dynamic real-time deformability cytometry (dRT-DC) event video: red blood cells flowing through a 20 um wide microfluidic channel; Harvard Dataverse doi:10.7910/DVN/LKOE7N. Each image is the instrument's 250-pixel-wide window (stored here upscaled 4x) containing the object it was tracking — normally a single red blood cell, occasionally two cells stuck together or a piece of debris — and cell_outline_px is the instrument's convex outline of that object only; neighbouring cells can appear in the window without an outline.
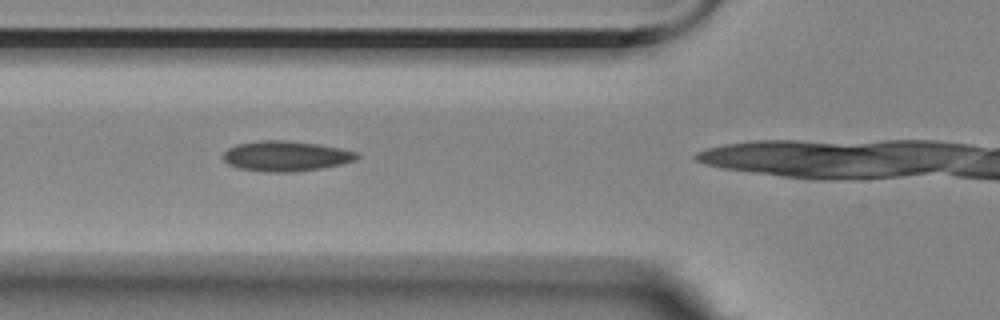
{"species": "Egyptian fruit bat (a non-hibernating species)", "species_latin": "Rousettus aegyptiacus", "temperature_condition": "room temperature", "stored_images_in_passage": 38, "camera_frame_rate_fps": 3000, "um_per_image_px": 0.085, "animal": {"sex": "female"}, "frame": {"image": 1, "passage_image": 12, "time_ms": 3.667, "image_size_px": [1000, 320], "cell_outline_px": [[360, 156], [356, 160], [324, 168], [296, 172], [268, 172], [240, 168], [228, 164], [224, 160], [224, 152], [228, 148], [236, 144], [260, 140], [284, 140], [316, 144], [340, 148], [356, 152]], "centroid_in_image_um": [24.3, 13.27], "position_along_channel_um": 101.5, "area_um2": 23.52}}
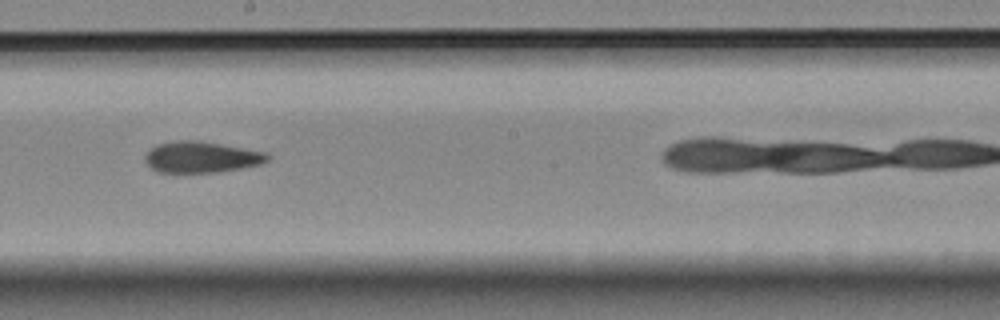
{"frame": {"image": 2, "passage_image": 23, "time_ms": 7.333, "image_size_px": [1000, 320], "cell_outline_px": [[268, 160], [260, 164], [240, 168], [216, 172], [156, 172], [144, 160], [144, 156], [156, 144], [180, 140], [196, 140], [264, 152], [268, 156]], "centroid_in_image_um": [17.06, 13.35], "position_along_channel_um": 231.1, "area_um2": 21.79}}
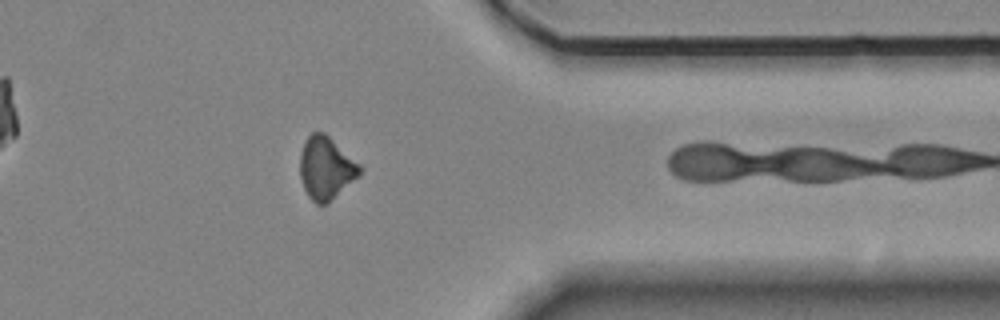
{"frame": {"image": 3, "passage_image": 37, "time_ms": 12.0, "image_size_px": [1000, 320], "cell_outline_px": [[364, 168], [360, 176], [328, 204], [316, 204], [308, 196], [304, 188], [300, 176], [300, 152], [304, 140], [312, 132], [324, 132], [360, 164]], "centroid_in_image_um": [27.73, 14.3], "position_along_channel_um": 383.7, "area_um2": 22.14}}